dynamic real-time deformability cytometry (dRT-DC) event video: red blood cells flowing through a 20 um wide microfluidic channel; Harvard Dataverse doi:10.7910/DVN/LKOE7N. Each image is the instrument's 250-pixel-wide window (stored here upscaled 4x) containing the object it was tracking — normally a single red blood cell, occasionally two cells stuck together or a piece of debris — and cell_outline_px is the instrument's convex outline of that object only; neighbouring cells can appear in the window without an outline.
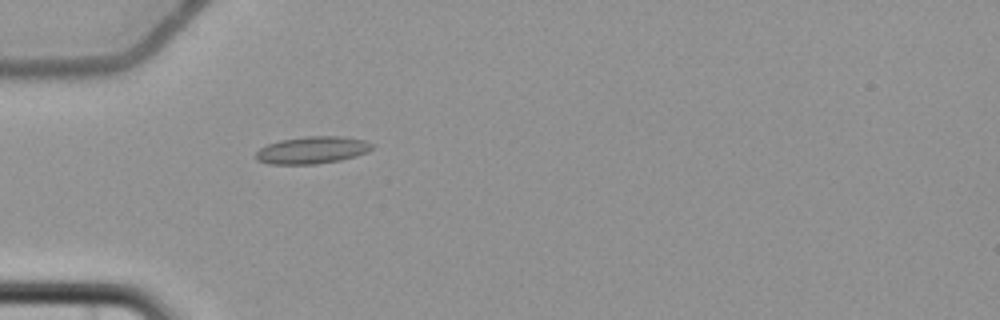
{"species": "common noctule bat (a hibernating species)", "species_latin": "Nyctalus noctula", "temperature_condition": "cold", "stored_images_in_passage": 5, "camera_frame_rate_fps": 3000, "um_per_image_px": 0.085, "animal": {"sex": "female", "body_mass_g": 22.7, "forearm_length_mm": 54.2}, "frame": {"image": 1, "passage_image": 5, "time_ms": 5.0, "image_size_px": [1000, 320], "cell_outline_px": [[376, 144], [368, 152], [356, 156], [340, 160], [316, 164], [268, 164], [256, 160], [256, 152], [260, 148], [268, 144], [280, 140], [304, 136], [344, 136], [364, 140]], "centroid_in_image_um": [26.56, 12.75], "position_along_channel_um": 58.4, "area_um2": 18.61}}